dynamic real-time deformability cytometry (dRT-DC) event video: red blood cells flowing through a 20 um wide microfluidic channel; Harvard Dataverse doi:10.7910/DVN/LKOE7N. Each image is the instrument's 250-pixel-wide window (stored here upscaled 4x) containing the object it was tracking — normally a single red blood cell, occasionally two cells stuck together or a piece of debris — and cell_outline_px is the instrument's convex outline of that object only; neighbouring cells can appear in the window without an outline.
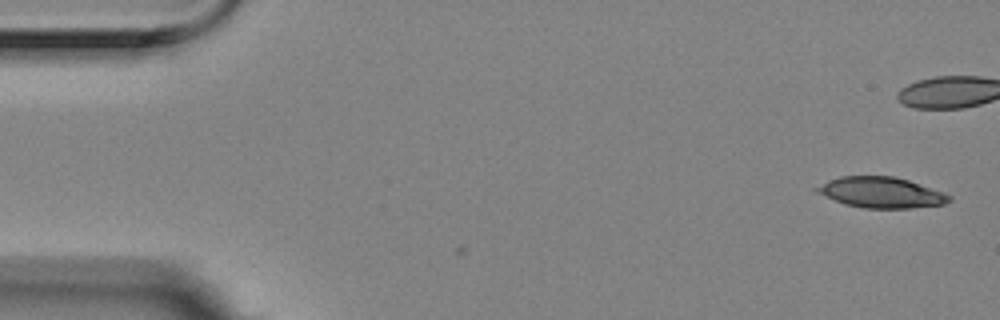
{"species": "Egyptian fruit bat (a non-hibernating species)", "species_latin": "Rousettus aegyptiacus", "temperature_condition": "room temperature", "stored_images_in_passage": 4, "camera_frame_rate_fps": 3000, "um_per_image_px": 0.085, "animal": {"sex": "female"}, "frame": {"image": 1, "passage_image": 1, "time_ms": 0.0, "image_size_px": [1000, 320], "cell_outline_px": [[952, 200], [944, 204], [912, 208], [864, 208], [844, 204], [816, 192], [812, 188], [828, 180], [840, 176], [892, 176], [908, 180], [944, 192], [952, 196]], "centroid_in_image_um": [74.89, 16.36], "position_along_channel_um": 10.1, "area_um2": 23.76}}